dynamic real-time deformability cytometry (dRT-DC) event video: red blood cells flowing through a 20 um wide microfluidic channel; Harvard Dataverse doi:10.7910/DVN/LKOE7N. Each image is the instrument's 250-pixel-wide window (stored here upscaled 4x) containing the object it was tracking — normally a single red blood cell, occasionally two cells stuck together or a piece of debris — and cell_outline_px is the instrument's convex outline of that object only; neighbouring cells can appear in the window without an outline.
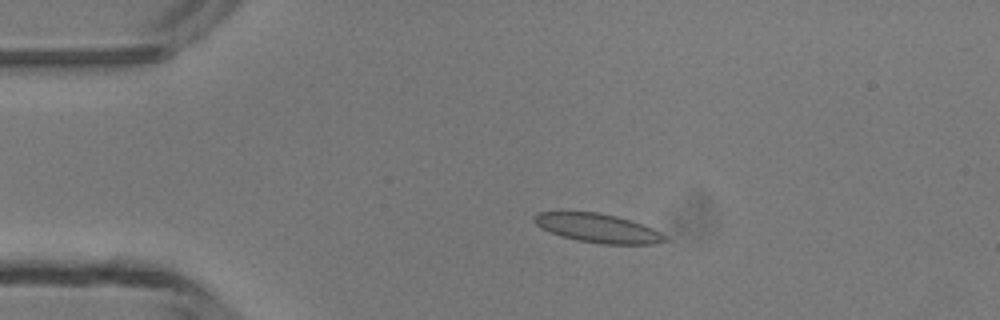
{"species": "common noctule bat (a hibernating species)", "species_latin": "Nyctalus noctula", "temperature_condition": "room temperature", "stored_images_in_passage": 4, "camera_frame_rate_fps": 3000, "um_per_image_px": 0.085, "animal": {"sex": "male", "body_mass_g": 13.3}, "frame": {"image": 1, "passage_image": 3, "time_ms": 2.333, "image_size_px": [1000, 320], "cell_outline_px": [[668, 240], [656, 244], [600, 244], [576, 240], [540, 228], [532, 220], [532, 216], [536, 212], [600, 212], [616, 216], [652, 228], [668, 236]], "centroid_in_image_um": [50.81, 19.39], "position_along_channel_um": 34.2, "area_um2": 21.96}}
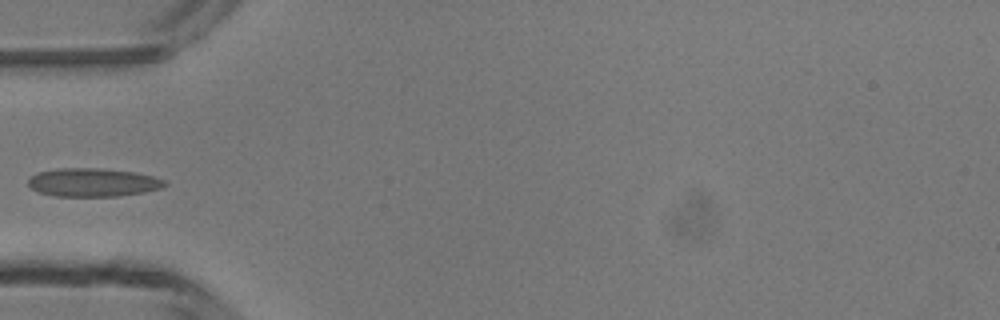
{"frame": {"image": 2, "passage_image": 4, "time_ms": 4.333, "image_size_px": [1000, 320], "cell_outline_px": [[168, 184], [160, 188], [144, 192], [116, 196], [56, 196], [40, 192], [32, 188], [28, 184], [28, 180], [36, 172], [60, 168], [100, 168], [132, 172], [152, 176], [164, 180]], "centroid_in_image_um": [7.88, 15.5], "position_along_channel_um": 77.1, "area_um2": 22.37}}